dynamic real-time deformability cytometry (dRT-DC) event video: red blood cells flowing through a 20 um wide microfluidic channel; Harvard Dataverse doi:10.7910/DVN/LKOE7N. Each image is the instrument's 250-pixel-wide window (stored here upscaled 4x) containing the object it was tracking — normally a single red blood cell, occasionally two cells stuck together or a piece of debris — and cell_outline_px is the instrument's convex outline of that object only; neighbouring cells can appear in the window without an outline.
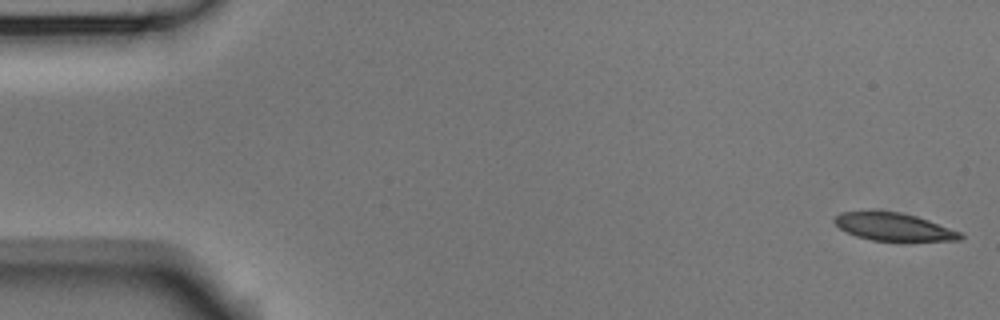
{"species": "Egyptian fruit bat (a non-hibernating species)", "species_latin": "Rousettus aegyptiacus", "temperature_condition": "room temperature", "stored_images_in_passage": 5, "camera_frame_rate_fps": 3000, "um_per_image_px": 0.085, "animal": {"sex": "male"}, "frame": {"image": 1, "passage_image": 1, "time_ms": 0.0, "image_size_px": [1000, 320], "cell_outline_px": [[964, 236], [960, 240], [872, 240], [856, 236], [840, 228], [832, 220], [840, 212], [900, 212], [916, 216], [928, 220], [960, 232]], "centroid_in_image_um": [75.95, 19.28], "position_along_channel_um": 9.1, "area_um2": 19.71}}
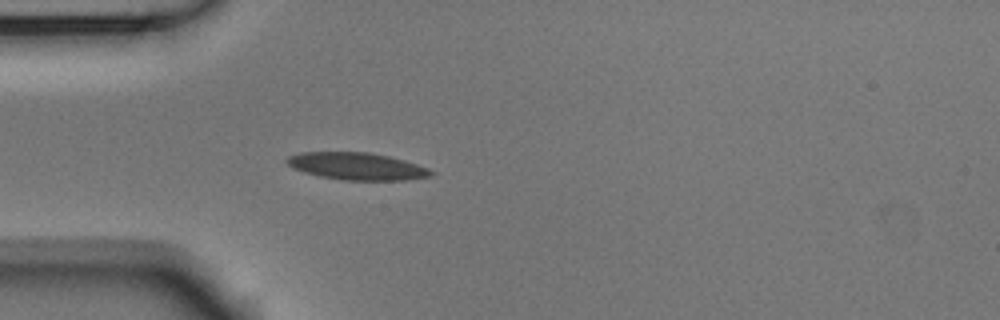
{"frame": {"image": 2, "passage_image": 5, "time_ms": 1.333, "image_size_px": [1000, 320], "cell_outline_px": [[436, 172], [432, 176], [408, 180], [344, 180], [320, 176], [304, 172], [292, 168], [284, 160], [288, 156], [300, 152], [368, 152], [388, 156], [404, 160], [428, 168]], "centroid_in_image_um": [30.34, 14.13], "position_along_channel_um": 54.7, "area_um2": 22.95}}